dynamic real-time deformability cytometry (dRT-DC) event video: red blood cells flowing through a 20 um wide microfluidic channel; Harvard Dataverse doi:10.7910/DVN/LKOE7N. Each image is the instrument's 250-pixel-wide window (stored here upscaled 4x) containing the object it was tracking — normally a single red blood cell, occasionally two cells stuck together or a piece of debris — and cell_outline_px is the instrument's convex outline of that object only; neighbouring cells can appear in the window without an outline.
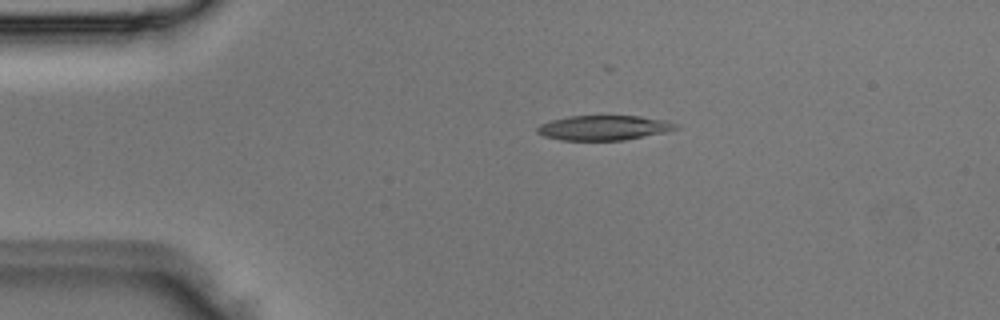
{"species": "Egyptian fruit bat (a non-hibernating species)", "species_latin": "Rousettus aegyptiacus", "temperature_condition": "room temperature", "stored_images_in_passage": 2, "camera_frame_rate_fps": 3000, "um_per_image_px": 0.085, "animal": {"sex": "male"}, "frame": {"image": 1, "passage_image": 1, "time_ms": 0.0, "image_size_px": [1000, 320], "cell_outline_px": [[680, 128], [664, 132], [624, 140], [560, 140], [544, 136], [536, 132], [536, 128], [540, 124], [552, 120], [568, 116], [640, 116], [668, 120], [680, 124]], "centroid_in_image_um": [51.35, 10.85], "position_along_channel_um": 33.6, "area_um2": 20.11}}